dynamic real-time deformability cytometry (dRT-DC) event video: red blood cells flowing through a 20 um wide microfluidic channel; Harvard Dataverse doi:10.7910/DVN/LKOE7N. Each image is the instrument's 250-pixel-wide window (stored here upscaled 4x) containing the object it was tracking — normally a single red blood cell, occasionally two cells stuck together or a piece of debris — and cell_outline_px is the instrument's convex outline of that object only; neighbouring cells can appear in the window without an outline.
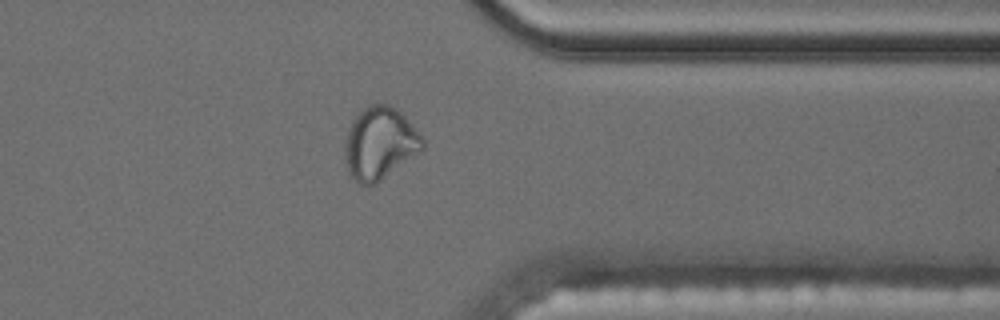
{"species": "common noctule bat (a hibernating species)", "species_latin": "Nyctalus noctula", "temperature_condition": "cold", "stored_images_in_passage": 43, "camera_frame_rate_fps": 3000, "um_per_image_px": 0.085, "animal": {"sex": "male", "body_mass_g": 17.5, "forearm_length_mm": 52.3}, "frame": {"image": 1, "passage_image": 31, "time_ms": 10.0, "image_size_px": [1000, 320], "cell_outline_px": [[424, 148], [376, 184], [360, 184], [352, 176], [344, 160], [344, 144], [348, 128], [352, 120], [368, 104], [388, 104], [396, 108], [404, 116], [424, 140]], "centroid_in_image_um": [32.25, 12.17], "position_along_channel_um": 379.1, "area_um2": 32.37}}